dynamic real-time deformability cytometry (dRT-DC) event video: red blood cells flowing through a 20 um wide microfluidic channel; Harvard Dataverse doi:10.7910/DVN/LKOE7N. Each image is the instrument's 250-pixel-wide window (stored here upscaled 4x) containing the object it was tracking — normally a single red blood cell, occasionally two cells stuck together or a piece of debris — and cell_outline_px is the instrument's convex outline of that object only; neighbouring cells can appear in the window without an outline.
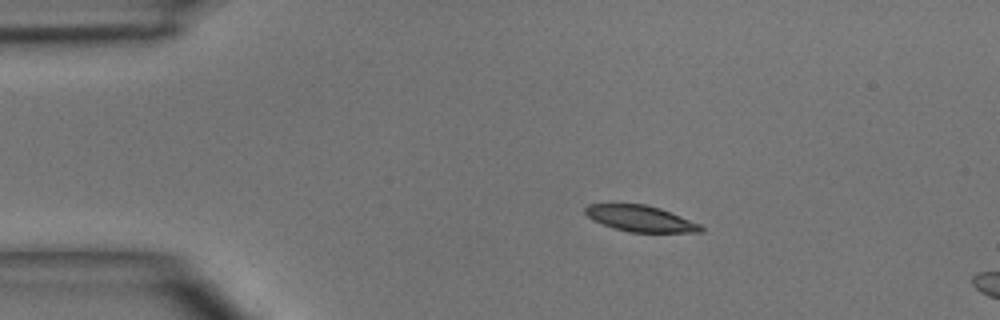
{"species": "common noctule bat (a hibernating species)", "species_latin": "Nyctalus noctula", "temperature_condition": "room temperature", "stored_images_in_passage": 3, "camera_frame_rate_fps": 3000, "um_per_image_px": 0.085, "animal": {"sex": "male", "body_mass_g": 15.6}, "frame": {"image": 1, "passage_image": 1, "time_ms": 0.0, "image_size_px": [1000, 320], "cell_outline_px": [[704, 232], [628, 232], [592, 220], [584, 212], [584, 208], [588, 204], [644, 204], [660, 208], [700, 224], [704, 228]], "centroid_in_image_um": [54.44, 18.57], "position_along_channel_um": 30.6, "area_um2": 17.4}}